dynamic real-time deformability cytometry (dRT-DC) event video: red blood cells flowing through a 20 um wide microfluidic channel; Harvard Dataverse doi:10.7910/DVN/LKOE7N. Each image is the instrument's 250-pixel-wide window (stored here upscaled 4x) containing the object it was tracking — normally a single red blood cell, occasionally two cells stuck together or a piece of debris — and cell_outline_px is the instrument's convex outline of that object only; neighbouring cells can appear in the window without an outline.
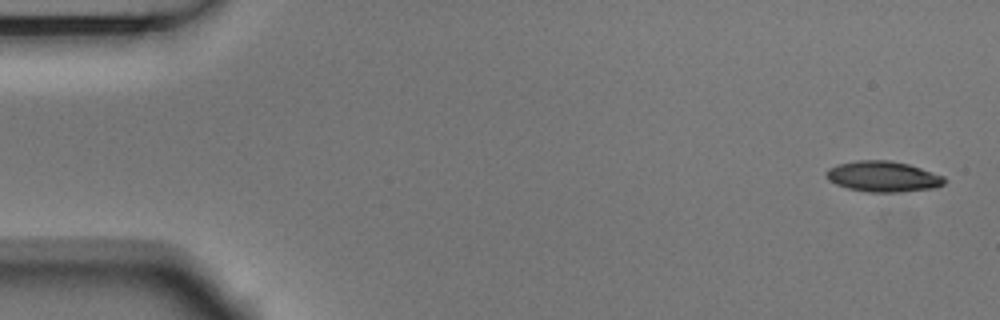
{"species": "Egyptian fruit bat (a non-hibernating species)", "species_latin": "Rousettus aegyptiacus", "temperature_condition": "room temperature", "stored_images_in_passage": 5, "camera_frame_rate_fps": 3000, "um_per_image_px": 0.085, "animal": {"sex": "male"}, "frame": {"image": 1, "passage_image": 1, "time_ms": 0.0, "image_size_px": [1000, 320], "cell_outline_px": [[948, 180], [944, 184], [936, 188], [900, 192], [868, 192], [848, 188], [836, 184], [828, 180], [824, 172], [828, 168], [836, 164], [856, 160], [892, 160], [908, 164], [944, 176]], "centroid_in_image_um": [75.05, 15.0], "position_along_channel_um": 9.9, "area_um2": 21.39}}
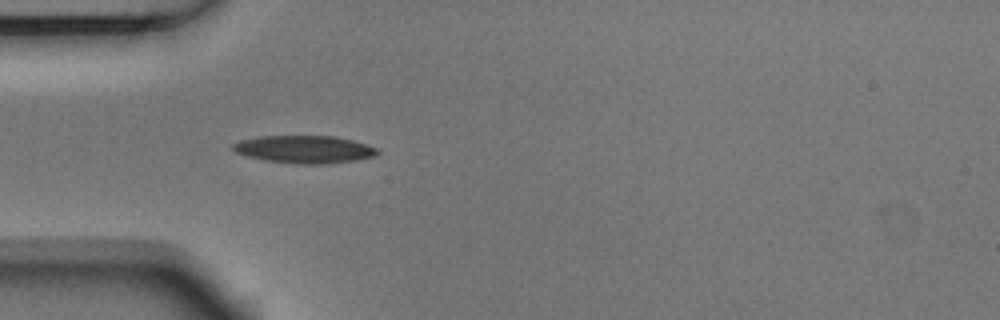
{"frame": {"image": 2, "passage_image": 5, "time_ms": 1.333, "image_size_px": [1000, 320], "cell_outline_px": [[380, 152], [376, 156], [356, 160], [320, 164], [296, 164], [268, 160], [236, 152], [232, 148], [232, 144], [240, 140], [260, 136], [336, 136], [352, 140], [376, 148]], "centroid_in_image_um": [25.91, 12.68], "position_along_channel_um": 59.1, "area_um2": 22.95}}